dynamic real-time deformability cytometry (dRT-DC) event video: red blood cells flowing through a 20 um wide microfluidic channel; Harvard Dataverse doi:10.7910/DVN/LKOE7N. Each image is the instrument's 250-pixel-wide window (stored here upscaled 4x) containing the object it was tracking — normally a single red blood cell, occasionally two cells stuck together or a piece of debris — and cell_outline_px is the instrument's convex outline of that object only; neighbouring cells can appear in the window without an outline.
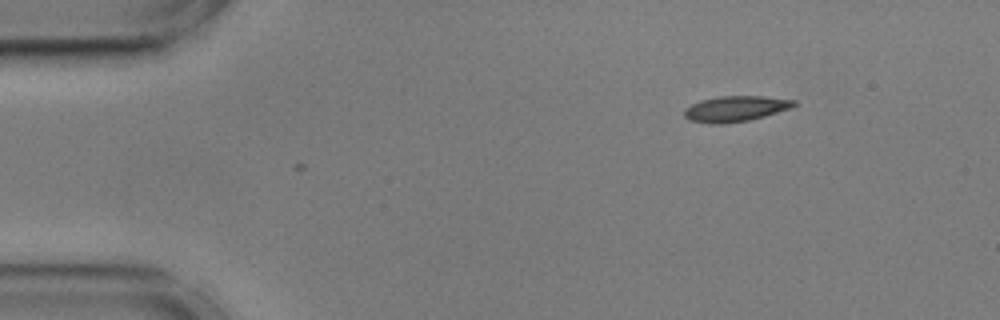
{"species": "common noctule bat (a hibernating species)", "species_latin": "Nyctalus noctula", "temperature_condition": "cold", "stored_images_in_passage": 2, "camera_frame_rate_fps": 3000, "um_per_image_px": 0.085, "animal": {"sex": "male", "body_mass_g": 17.9, "forearm_length_mm": 54.2}, "frame": {"image": 1, "passage_image": 2, "time_ms": 0.333, "image_size_px": [1000, 320], "cell_outline_px": [[796, 104], [792, 108], [764, 116], [748, 120], [720, 124], [708, 124], [688, 120], [684, 116], [684, 108], [700, 100], [720, 96], [760, 96], [796, 100]], "centroid_in_image_um": [62.48, 9.24], "position_along_channel_um": 22.5, "area_um2": 16.42}}